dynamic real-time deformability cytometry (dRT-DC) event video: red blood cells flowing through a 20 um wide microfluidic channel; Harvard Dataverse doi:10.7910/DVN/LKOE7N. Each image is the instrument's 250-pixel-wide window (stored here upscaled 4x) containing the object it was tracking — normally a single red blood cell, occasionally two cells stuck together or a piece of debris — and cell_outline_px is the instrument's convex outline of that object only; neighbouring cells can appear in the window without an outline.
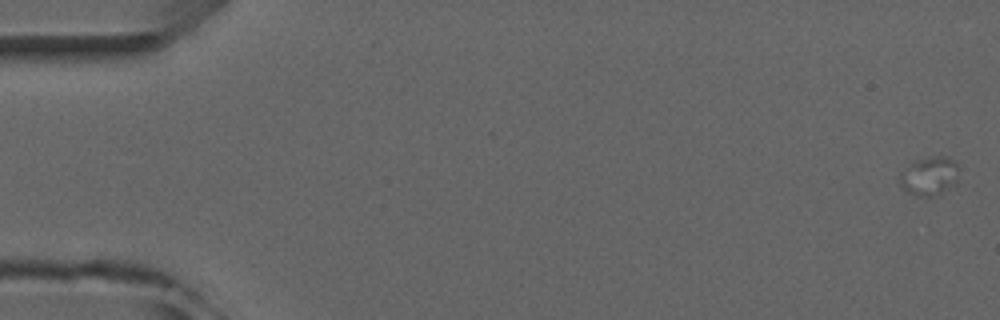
{"species": "common noctule bat (a hibernating species)", "species_latin": "Nyctalus noctula", "temperature_condition": "room temperature", "stored_images_in_passage": 6, "camera_frame_rate_fps": 3000, "um_per_image_px": 0.085, "animal": {"sex": "male", "forearm_length_mm": 52.5}, "frame": {"image": 1, "passage_image": 1, "time_ms": 0.0, "image_size_px": [1000, 320], "cell_outline_px": [[960, 168], [956, 180], [940, 192], [932, 196], [916, 196], [908, 192], [900, 184], [900, 172], [908, 164], [916, 160], [936, 156], [948, 156], [956, 160]], "centroid_in_image_um": [78.99, 14.91], "position_along_channel_um": 6.0, "area_um2": 13.18}}